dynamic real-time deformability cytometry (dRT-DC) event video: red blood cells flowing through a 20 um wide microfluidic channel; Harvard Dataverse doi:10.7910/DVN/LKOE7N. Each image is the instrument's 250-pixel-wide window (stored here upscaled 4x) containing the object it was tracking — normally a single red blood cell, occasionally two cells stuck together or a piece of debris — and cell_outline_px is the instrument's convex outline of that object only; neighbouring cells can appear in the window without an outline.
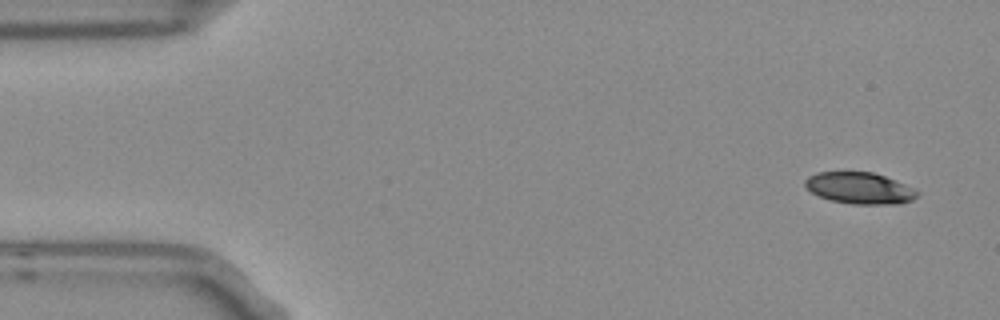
{"species": "Egyptian fruit bat (a non-hibernating species)", "species_latin": "Rousettus aegyptiacus", "temperature_condition": "room temperature", "stored_images_in_passage": 4, "camera_frame_rate_fps": 3000, "um_per_image_px": 0.085, "frame": {"image": 1, "passage_image": 1, "time_ms": 0.0, "image_size_px": [1000, 320], "cell_outline_px": [[920, 192], [912, 200], [900, 204], [852, 204], [832, 200], [820, 196], [812, 192], [804, 184], [804, 180], [808, 176], [816, 172], [872, 172], [884, 176], [912, 188]], "centroid_in_image_um": [73.05, 15.99], "position_along_channel_um": 12.0, "area_um2": 20.35}}